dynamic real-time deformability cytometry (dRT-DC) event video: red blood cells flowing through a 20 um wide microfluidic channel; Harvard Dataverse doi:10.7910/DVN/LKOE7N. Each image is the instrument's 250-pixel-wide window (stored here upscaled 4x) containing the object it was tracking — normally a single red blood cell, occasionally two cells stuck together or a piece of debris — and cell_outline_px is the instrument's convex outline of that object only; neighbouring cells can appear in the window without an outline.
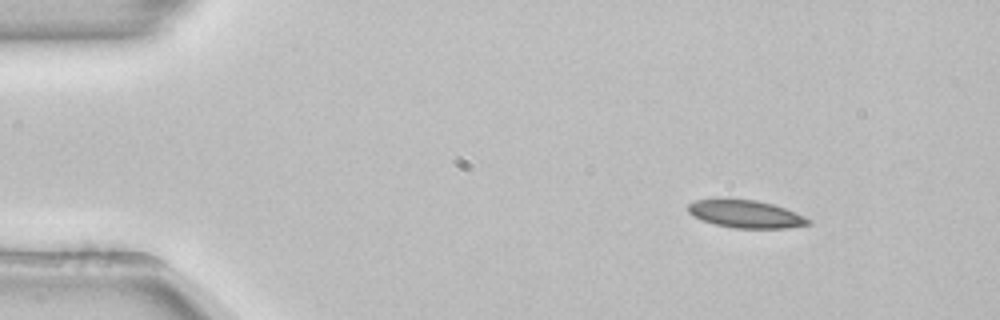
{"species": "common noctule bat (a hibernating species)", "species_latin": "Nyctalus noctula", "temperature_condition": "room temperature", "stored_images_in_passage": 47, "camera_frame_rate_fps": 3000, "um_per_image_px": 0.085, "animal": {"sex": "female", "body_mass_g": 22.7, "forearm_length_mm": 54.2}, "frame": {"image": 1, "passage_image": 1, "time_ms": 0.0, "image_size_px": [1000, 320], "cell_outline_px": [[812, 224], [788, 228], [736, 228], [716, 224], [692, 216], [688, 212], [688, 204], [696, 200], [756, 200], [772, 204], [784, 208], [804, 216], [812, 220]], "centroid_in_image_um": [63.43, 18.21], "position_along_channel_um": 21.6, "area_um2": 19.02}}
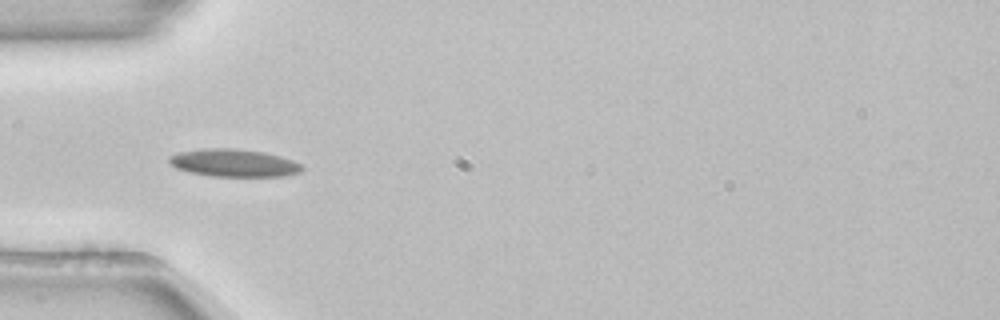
{"frame": {"image": 2, "passage_image": 11, "time_ms": 3.333, "image_size_px": [1000, 320], "cell_outline_px": [[304, 168], [300, 172], [280, 176], [212, 176], [188, 172], [176, 168], [168, 160], [168, 156], [180, 152], [204, 148], [236, 148], [264, 152], [280, 156], [292, 160], [300, 164]], "centroid_in_image_um": [19.85, 13.84], "position_along_channel_um": 65.1, "area_um2": 21.33}}
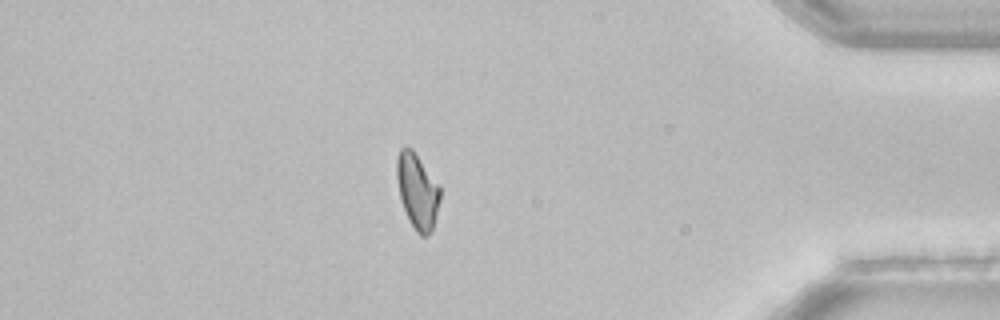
{"frame": {"image": 3, "passage_image": 40, "time_ms": 13.0, "image_size_px": [1000, 320], "cell_outline_px": [[440, 200], [432, 232], [428, 236], [420, 236], [416, 232], [408, 220], [400, 200], [396, 176], [396, 156], [400, 148], [404, 144], [412, 148], [440, 188]], "centroid_in_image_um": [35.44, 16.25], "position_along_channel_um": 399.8, "area_um2": 19.25}}